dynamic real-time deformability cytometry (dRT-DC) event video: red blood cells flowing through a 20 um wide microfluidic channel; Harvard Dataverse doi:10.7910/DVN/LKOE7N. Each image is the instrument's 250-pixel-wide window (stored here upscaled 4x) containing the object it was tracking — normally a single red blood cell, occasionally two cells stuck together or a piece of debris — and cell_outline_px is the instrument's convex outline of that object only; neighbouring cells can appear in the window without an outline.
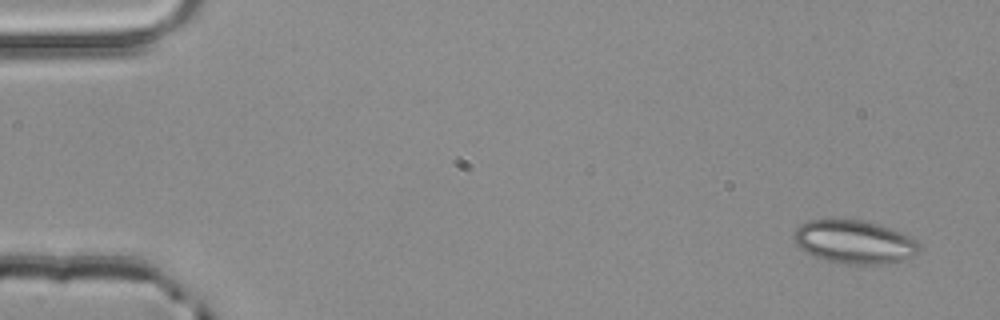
{"species": "common noctule bat (a hibernating species)", "species_latin": "Nyctalus noctula", "temperature_condition": "room temperature", "stored_images_in_passage": 4, "camera_frame_rate_fps": 3000, "um_per_image_px": 0.085, "animal": {"sex": "male", "body_mass_g": 20.4}, "frame": {"image": 1, "passage_image": 1, "time_ms": 0.0, "image_size_px": [1000, 320], "cell_outline_px": [[920, 252], [916, 256], [900, 260], [876, 264], [840, 264], [804, 252], [796, 244], [792, 236], [796, 228], [800, 224], [808, 220], [864, 220], [900, 232], [916, 240], [920, 244]], "centroid_in_image_um": [72.6, 20.57], "position_along_channel_um": 12.4, "area_um2": 31.5}}